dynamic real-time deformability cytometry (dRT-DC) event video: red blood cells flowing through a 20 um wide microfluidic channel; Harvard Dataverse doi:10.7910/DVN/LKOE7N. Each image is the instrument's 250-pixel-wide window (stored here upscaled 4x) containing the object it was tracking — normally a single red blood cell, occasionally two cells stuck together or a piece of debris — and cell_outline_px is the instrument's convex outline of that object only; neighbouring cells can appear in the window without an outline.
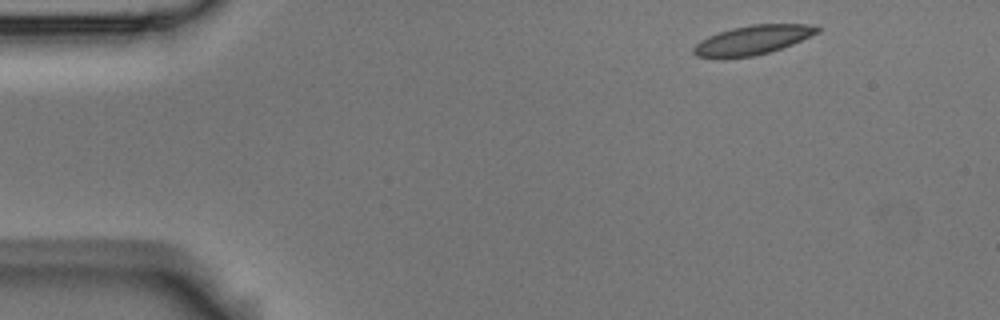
{"species": "Egyptian fruit bat (a non-hibernating species)", "species_latin": "Rousettus aegyptiacus", "temperature_condition": "room temperature", "stored_images_in_passage": 3, "camera_frame_rate_fps": 3000, "um_per_image_px": 0.085, "animal": {"sex": "male"}, "frame": {"image": 1, "passage_image": 1, "time_ms": 0.0, "image_size_px": [1000, 320], "cell_outline_px": [[820, 32], [792, 44], [768, 52], [752, 56], [696, 56], [692, 52], [692, 48], [700, 40], [708, 36], [732, 28], [752, 24], [808, 24], [820, 28]], "centroid_in_image_um": [64.0, 3.37], "position_along_channel_um": 21.0, "area_um2": 20.46}}